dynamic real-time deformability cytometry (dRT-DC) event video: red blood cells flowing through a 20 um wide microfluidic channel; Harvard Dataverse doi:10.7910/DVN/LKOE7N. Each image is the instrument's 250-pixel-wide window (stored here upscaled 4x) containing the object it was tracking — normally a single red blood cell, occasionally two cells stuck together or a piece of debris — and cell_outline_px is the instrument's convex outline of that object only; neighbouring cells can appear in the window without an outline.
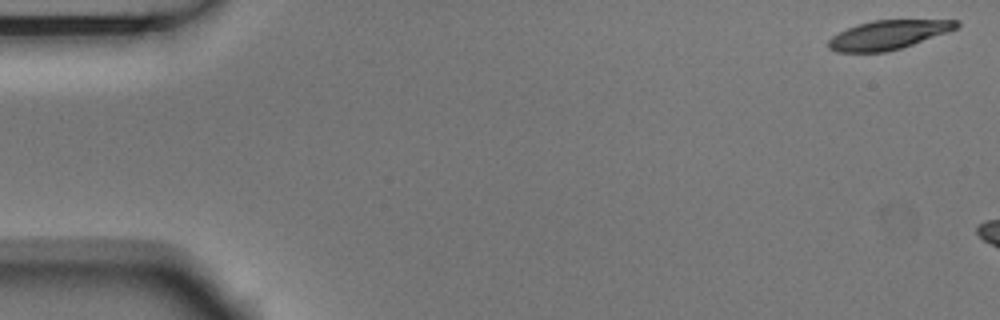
{"species": "Egyptian fruit bat (a non-hibernating species)", "species_latin": "Rousettus aegyptiacus", "temperature_condition": "room temperature", "stored_images_in_passage": 3, "camera_frame_rate_fps": 3000, "um_per_image_px": 0.085, "animal": {"sex": "male"}, "frame": {"image": 1, "passage_image": 1, "time_ms": 0.0, "image_size_px": [1000, 320], "cell_outline_px": [[960, 24], [956, 28], [948, 32], [900, 48], [884, 52], [836, 52], [828, 48], [828, 40], [832, 36], [856, 24], [872, 20], [960, 20]], "centroid_in_image_um": [75.48, 2.96], "position_along_channel_um": 9.5, "area_um2": 21.5}}